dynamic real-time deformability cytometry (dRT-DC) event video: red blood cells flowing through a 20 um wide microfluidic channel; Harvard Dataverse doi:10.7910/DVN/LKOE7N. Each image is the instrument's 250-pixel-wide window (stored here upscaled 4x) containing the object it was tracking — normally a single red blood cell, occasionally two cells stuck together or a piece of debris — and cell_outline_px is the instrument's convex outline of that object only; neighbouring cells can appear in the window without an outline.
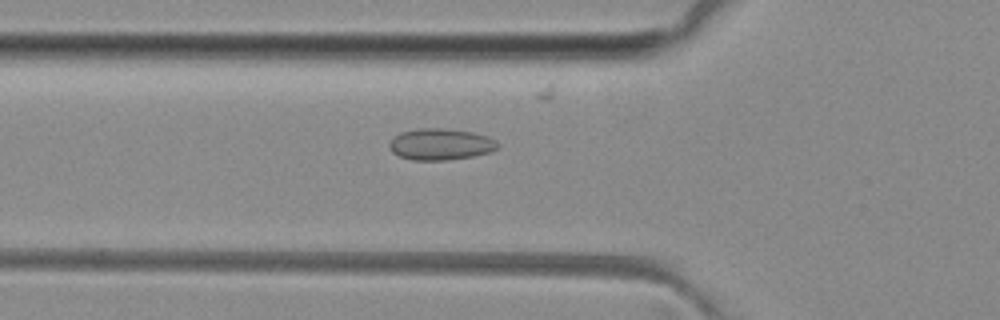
{"species": "common noctule bat (a hibernating species)", "species_latin": "Nyctalus noctula", "temperature_condition": "room temperature", "stored_images_in_passage": 50, "camera_frame_rate_fps": 3000, "um_per_image_px": 0.085, "animal": {"sex": "female", "body_mass_g": 29.2, "forearm_length_mm": 56.3}, "frame": {"image": 1, "passage_image": 17, "time_ms": 5.333, "image_size_px": [1000, 320], "cell_outline_px": [[500, 144], [496, 148], [488, 152], [472, 156], [444, 160], [412, 160], [400, 156], [392, 152], [388, 144], [400, 132], [420, 128], [444, 128], [472, 132], [488, 136], [496, 140]], "centroid_in_image_um": [37.45, 12.25], "position_along_channel_um": 88.4, "area_um2": 19.71}}
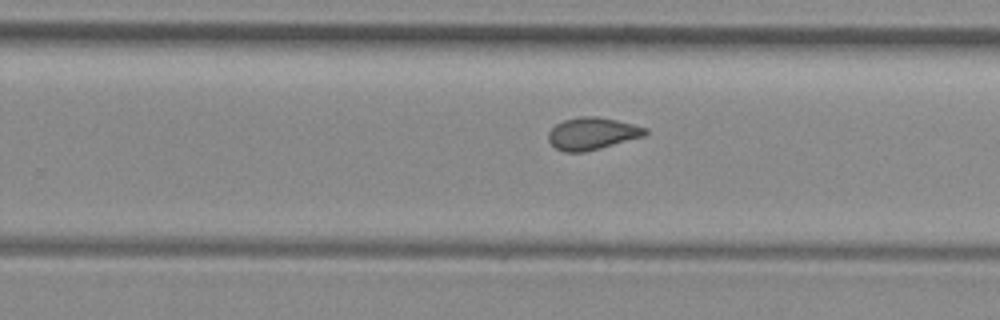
{"frame": {"image": 2, "passage_image": 31, "time_ms": 10.0, "image_size_px": [1000, 320], "cell_outline_px": [[648, 132], [644, 136], [600, 148], [584, 152], [564, 152], [556, 148], [548, 140], [548, 132], [556, 124], [564, 120], [580, 116], [596, 116], [616, 120], [648, 128]], "centroid_in_image_um": [50.33, 11.35], "position_along_channel_um": 279.5, "area_um2": 18.09}}
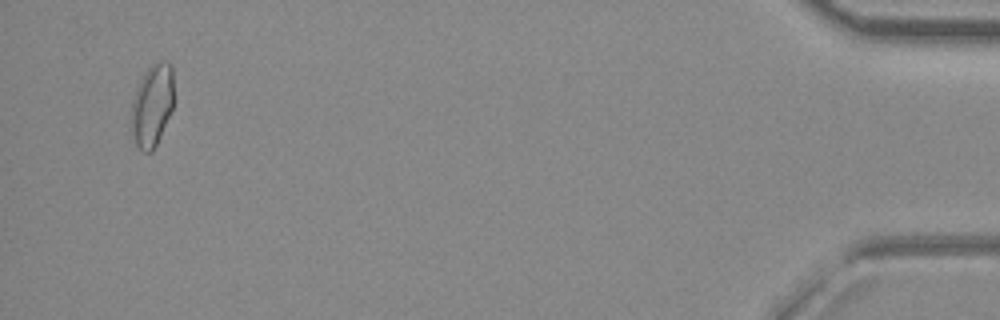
{"frame": {"image": 3, "passage_image": 48, "time_ms": 15.667, "image_size_px": [1000, 320], "cell_outline_px": [[172, 108], [160, 136], [152, 152], [140, 152], [128, 128], [132, 100], [136, 88], [144, 72], [156, 60], [168, 60], [172, 64]], "centroid_in_image_um": [12.87, 8.95], "position_along_channel_um": 422.3, "area_um2": 20.87}, "authors_computed_cell_mechanics": {"area_um2": 18.3804, "velocity_mm_per_s": 4.089, "shape_relaxation_time_tau1_ms": null, "shape_relaxation_time_tau2_ms": 1.0675, "deformation_change_tau1": null, "deformation_change_tau2": 0.0727}}